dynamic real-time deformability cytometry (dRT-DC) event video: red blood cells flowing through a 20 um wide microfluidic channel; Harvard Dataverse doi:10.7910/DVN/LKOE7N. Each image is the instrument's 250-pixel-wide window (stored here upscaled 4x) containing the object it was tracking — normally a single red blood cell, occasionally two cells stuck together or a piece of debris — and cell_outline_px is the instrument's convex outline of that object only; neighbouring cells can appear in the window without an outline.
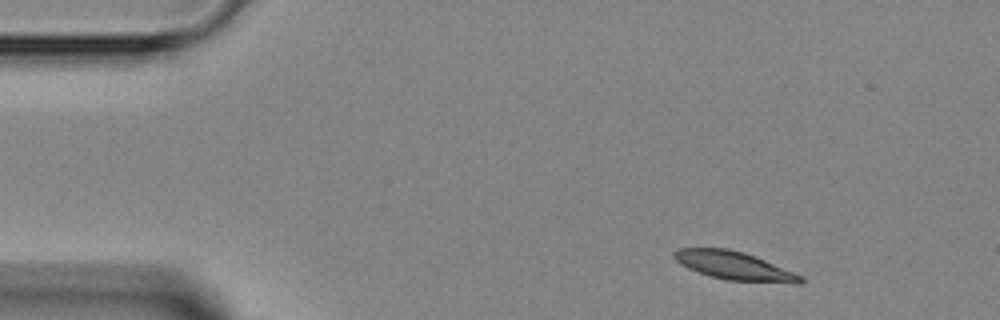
{"species": "Egyptian fruit bat (a non-hibernating species)", "species_latin": "Rousettus aegyptiacus", "temperature_condition": "room temperature", "stored_images_in_passage": 2, "camera_frame_rate_fps": 3000, "um_per_image_px": 0.085, "animal": {"sex": "female"}, "frame": {"image": 1, "passage_image": 1, "time_ms": 0.0, "image_size_px": [1000, 320], "cell_outline_px": [[804, 280], [800, 284], [792, 284], [728, 280], [712, 276], [688, 268], [680, 264], [672, 256], [672, 252], [680, 248], [728, 248], [744, 252], [804, 276]], "centroid_in_image_um": [62.44, 22.59], "position_along_channel_um": 22.6, "area_um2": 20.87}}